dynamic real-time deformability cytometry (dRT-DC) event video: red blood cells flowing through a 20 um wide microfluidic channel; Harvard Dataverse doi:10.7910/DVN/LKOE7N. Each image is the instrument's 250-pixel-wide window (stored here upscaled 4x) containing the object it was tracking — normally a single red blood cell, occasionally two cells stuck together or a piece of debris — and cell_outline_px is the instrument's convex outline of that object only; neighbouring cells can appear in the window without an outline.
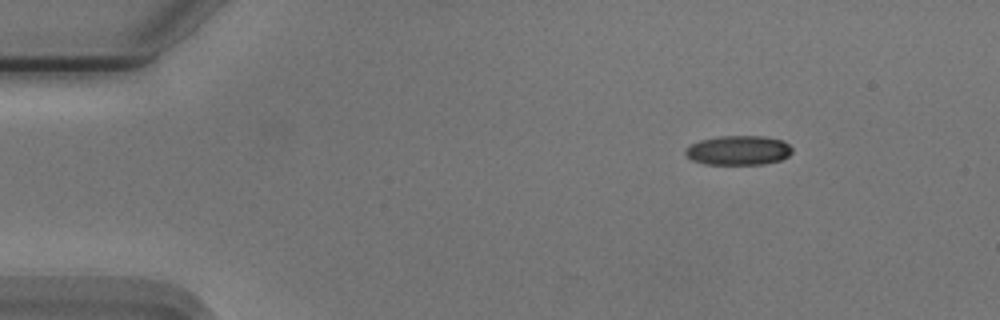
{"species": "Egyptian fruit bat (a non-hibernating species)", "species_latin": "Rousettus aegyptiacus", "temperature_condition": "cold", "stored_images_in_passage": 48, "camera_frame_rate_fps": 3000, "um_per_image_px": 0.085, "animal": {"sex": "male"}, "frame": {"image": 1, "passage_image": 1, "time_ms": 0.0, "image_size_px": [1000, 320], "cell_outline_px": [[792, 152], [788, 156], [780, 160], [764, 164], [704, 164], [692, 160], [684, 152], [692, 144], [700, 140], [720, 136], [764, 136], [784, 140], [792, 148]], "centroid_in_image_um": [62.8, 12.77], "position_along_channel_um": 22.2, "area_um2": 18.26}}
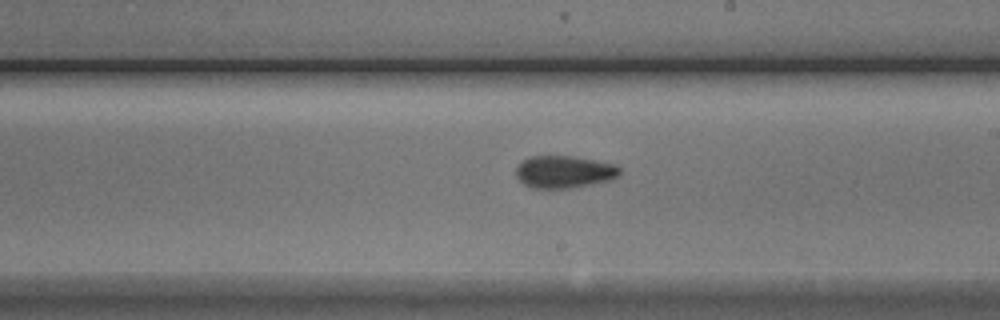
{"frame": {"image": 2, "passage_image": 25, "time_ms": 8.0, "image_size_px": [1000, 320], "cell_outline_px": [[620, 176], [612, 180], [572, 188], [532, 188], [524, 184], [516, 176], [516, 168], [524, 160], [532, 156], [572, 156], [616, 164], [620, 168]], "centroid_in_image_um": [48.0, 14.61], "position_along_channel_um": 241.0, "area_um2": 19.59}}
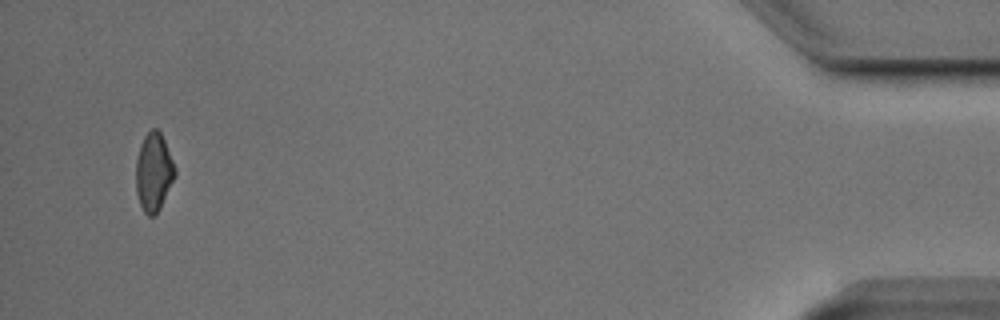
{"frame": {"image": 3, "passage_image": 46, "time_ms": 15.0, "image_size_px": [1000, 320], "cell_outline_px": [[176, 176], [160, 208], [152, 216], [148, 216], [144, 212], [140, 204], [136, 192], [136, 160], [140, 144], [144, 136], [152, 128], [156, 128], [160, 132], [164, 140], [176, 168]], "centroid_in_image_um": [13.06, 14.62], "position_along_channel_um": 422.1, "area_um2": 17.8}, "authors_computed_cell_mechanics": {"area_um2": 18.6116, "velocity_mm_per_s": 3.7547, "shape_relaxation_time_tau1_ms": 3.5452, "shape_relaxation_time_tau2_ms": 2.6774, "deformation_change_tau1": 0.1319, "deformation_change_tau2": 0.0892}}